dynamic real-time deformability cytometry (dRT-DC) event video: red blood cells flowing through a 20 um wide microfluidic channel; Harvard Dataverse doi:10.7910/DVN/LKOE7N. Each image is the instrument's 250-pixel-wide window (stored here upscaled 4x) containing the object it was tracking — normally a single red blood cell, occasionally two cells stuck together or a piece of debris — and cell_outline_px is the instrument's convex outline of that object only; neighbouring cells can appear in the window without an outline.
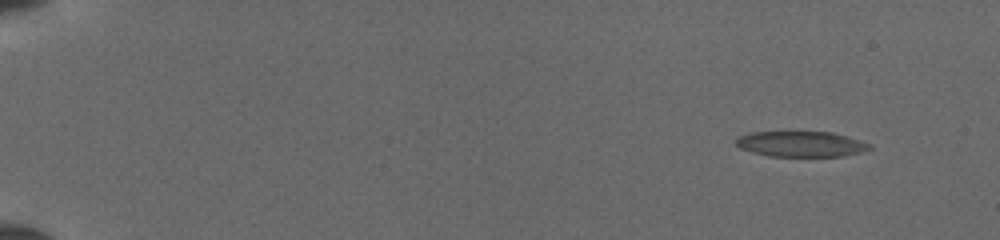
{"species": "common noctule bat (a hibernating species)", "species_latin": "Nyctalus noctula", "temperature_condition": "cold", "stored_images_in_passage": 11, "camera_frame_rate_fps": 3000, "um_per_image_px": 0.085, "animal": {"sex": "female", "body_mass_g": 19.5, "forearm_length_mm": 54.1}, "frame": {"image": 1, "passage_image": 3, "time_ms": 1.333, "image_size_px": [1000, 240], "cell_outline_px": [[872, 148], [860, 152], [840, 156], [768, 156], [752, 152], [740, 148], [736, 144], [736, 140], [740, 136], [752, 132], [832, 132], [872, 144]], "centroid_in_image_um": [68.08, 12.24], "position_along_channel_um": 16.9, "area_um2": 19.65}}
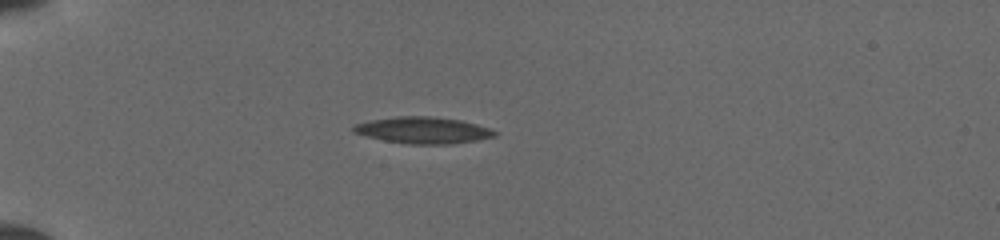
{"frame": {"image": 2, "passage_image": 8, "time_ms": 5.0, "image_size_px": [1000, 240], "cell_outline_px": [[496, 136], [476, 140], [452, 144], [408, 144], [384, 140], [352, 132], [352, 128], [356, 124], [372, 120], [396, 116], [428, 116], [460, 120], [476, 124], [488, 128], [496, 132]], "centroid_in_image_um": [35.96, 11.07], "position_along_channel_um": 49.0, "area_um2": 21.56}}
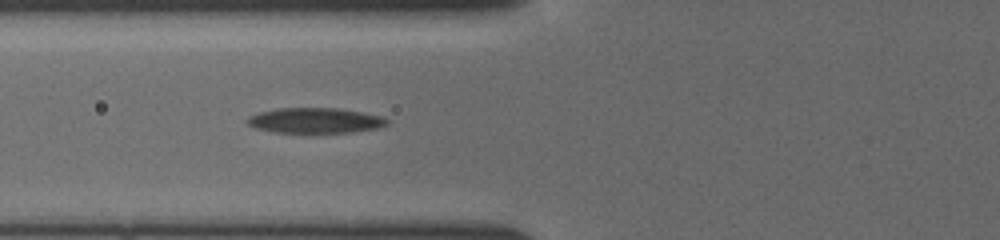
{"frame": {"image": 3, "passage_image": 11, "time_ms": 7.0, "image_size_px": [1000, 240], "cell_outline_px": [[388, 124], [380, 128], [352, 132], [272, 132], [256, 128], [248, 124], [244, 120], [248, 116], [260, 112], [280, 108], [340, 108], [380, 116], [388, 120]], "centroid_in_image_um": [26.77, 10.24], "position_along_channel_um": 99.0, "area_um2": 20.52}}